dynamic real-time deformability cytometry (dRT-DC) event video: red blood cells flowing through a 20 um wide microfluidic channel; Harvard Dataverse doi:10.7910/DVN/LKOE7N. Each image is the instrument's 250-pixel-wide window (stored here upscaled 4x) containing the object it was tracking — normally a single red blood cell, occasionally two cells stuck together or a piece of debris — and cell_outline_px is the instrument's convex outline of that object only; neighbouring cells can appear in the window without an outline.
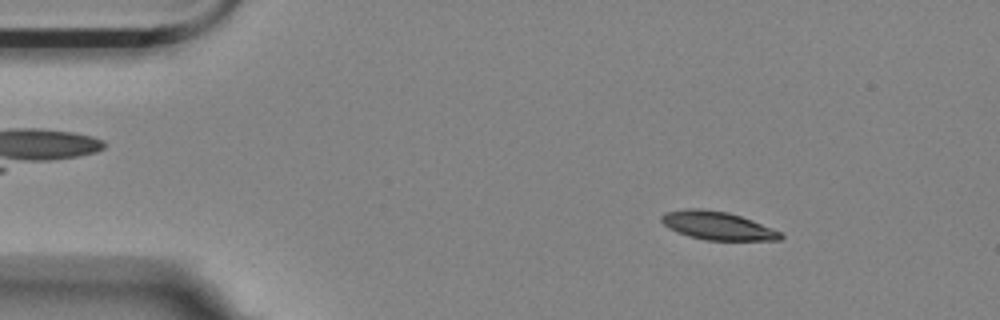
{"species": "Egyptian fruit bat (a non-hibernating species)", "species_latin": "Rousettus aegyptiacus", "temperature_condition": "room temperature", "stored_images_in_passage": 56, "camera_frame_rate_fps": 3000, "um_per_image_px": 0.085, "animal": {"sex": "female"}, "frame": {"image": 1, "passage_image": 7, "time_ms": 2.0, "image_size_px": [1000, 320], "cell_outline_px": [[784, 236], [780, 240], [704, 240], [688, 236], [676, 232], [668, 228], [660, 220], [660, 216], [664, 212], [688, 208], [700, 208], [728, 212], [752, 220], [772, 228], [780, 232]], "centroid_in_image_um": [60.94, 19.18], "position_along_channel_um": 24.1, "area_um2": 19.71}}
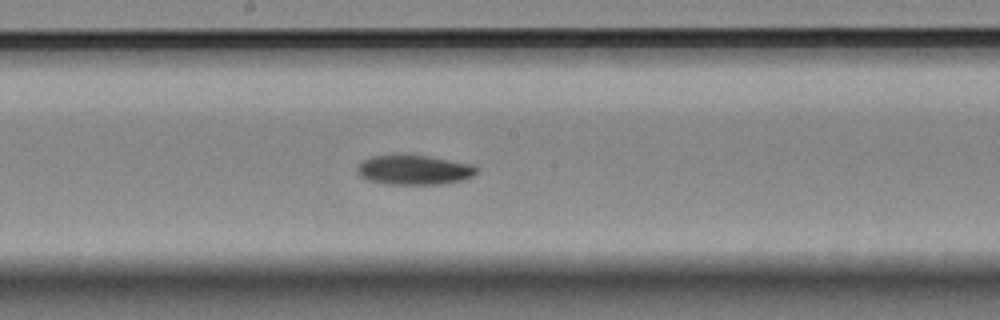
{"frame": {"image": 2, "passage_image": 29, "time_ms": 9.333, "image_size_px": [1000, 320], "cell_outline_px": [[480, 168], [472, 176], [460, 180], [444, 184], [388, 184], [368, 180], [360, 176], [356, 172], [356, 168], [364, 160], [372, 156], [392, 152], [428, 156], [476, 164]], "centroid_in_image_um": [35.19, 14.4], "position_along_channel_um": 213.0, "area_um2": 21.27}}
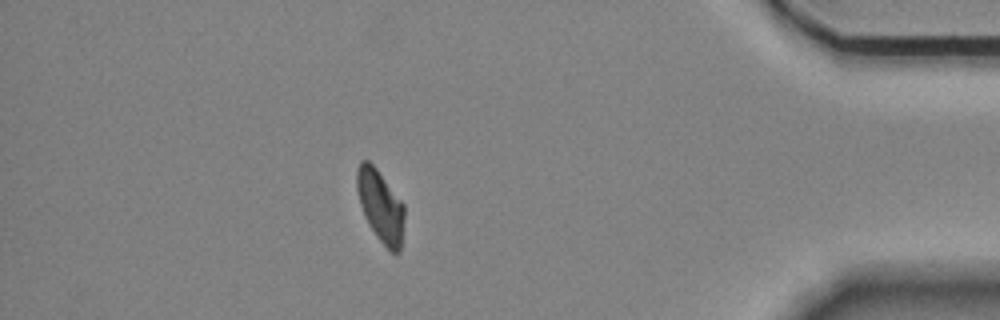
{"frame": {"image": 3, "passage_image": 49, "time_ms": 16.0, "image_size_px": [1000, 320], "cell_outline_px": [[404, 216], [400, 252], [392, 252], [376, 236], [368, 224], [364, 216], [360, 204], [356, 188], [356, 168], [360, 160], [368, 160], [376, 168], [404, 204]], "centroid_in_image_um": [32.31, 17.47], "position_along_channel_um": 402.9, "area_um2": 19.83}, "authors_computed_cell_mechanics": {"area_um2": 20.5479, "velocity_mm_per_s": 3.4895, "shape_relaxation_time_tau1_ms": 6.7523, "shape_relaxation_time_tau2_ms": null, "deformation_change_tau1": 0.1611, "deformation_change_tau2": null}}